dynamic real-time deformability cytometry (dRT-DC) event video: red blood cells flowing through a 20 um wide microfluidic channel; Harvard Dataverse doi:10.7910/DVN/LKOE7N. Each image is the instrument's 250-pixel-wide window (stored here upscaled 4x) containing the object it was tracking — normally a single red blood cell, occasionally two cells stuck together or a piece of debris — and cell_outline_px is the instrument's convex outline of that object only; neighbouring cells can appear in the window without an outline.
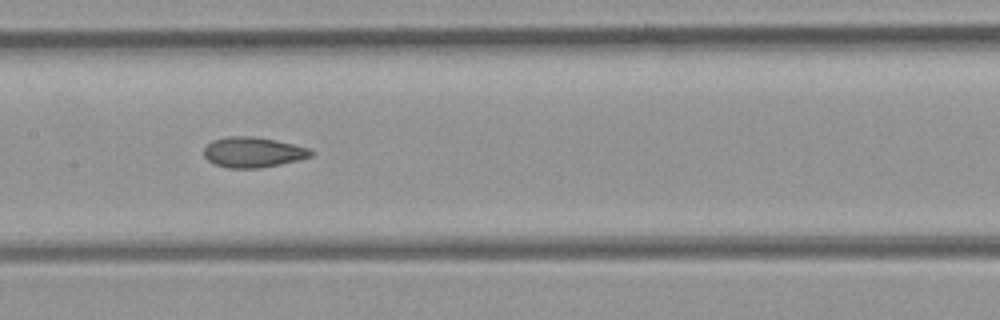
{"species": "common noctule bat (a hibernating species)", "species_latin": "Nyctalus noctula", "temperature_condition": "room temperature", "stored_images_in_passage": 32, "camera_frame_rate_fps": 3000, "um_per_image_px": 0.085, "animal": {"sex": "female", "body_mass_g": 21.9}, "frame": {"image": 1, "passage_image": 14, "time_ms": 4.333, "image_size_px": [1000, 320], "cell_outline_px": [[312, 156], [300, 160], [280, 164], [256, 168], [228, 168], [212, 164], [204, 156], [204, 148], [212, 140], [228, 136], [252, 136], [276, 140], [308, 148], [312, 152]], "centroid_in_image_um": [21.47, 12.94], "position_along_channel_um": 185.9, "area_um2": 18.9}}
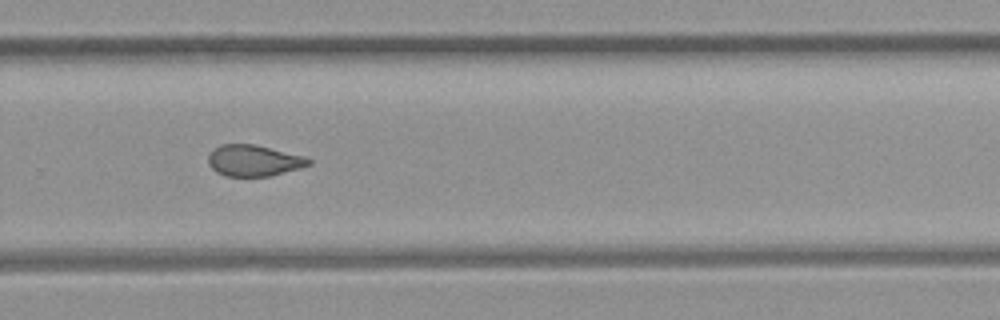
{"frame": {"image": 2, "passage_image": 23, "time_ms": 7.333, "image_size_px": [1000, 320], "cell_outline_px": [[312, 164], [300, 168], [268, 176], [224, 176], [216, 172], [208, 164], [208, 152], [212, 148], [220, 144], [256, 144], [304, 156], [312, 160]], "centroid_in_image_um": [21.53, 13.63], "position_along_channel_um": 308.3, "area_um2": 18.5}}